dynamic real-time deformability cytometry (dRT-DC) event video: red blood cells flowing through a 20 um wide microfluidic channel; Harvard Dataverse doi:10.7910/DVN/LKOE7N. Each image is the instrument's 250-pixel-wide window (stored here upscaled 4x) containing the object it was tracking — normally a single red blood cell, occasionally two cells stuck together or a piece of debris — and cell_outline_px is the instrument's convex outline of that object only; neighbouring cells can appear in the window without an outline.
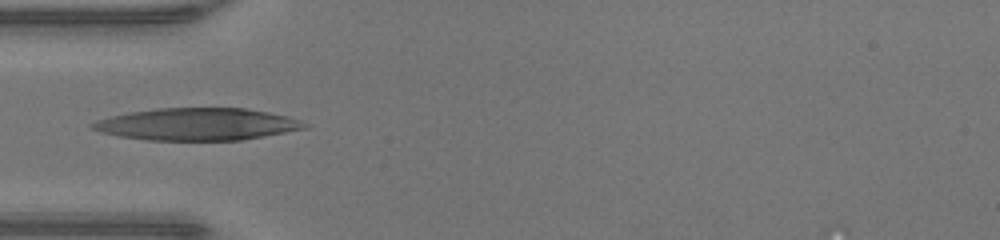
{"species": "human", "species_latin": "Homo sapiens", "temperature_condition": "warm", "stored_images_in_passage": 33, "camera_frame_rate_fps": 3000, "um_per_image_px": 0.085, "donor": {"sex": "male"}, "frame": {"image": 1, "passage_image": 1, "time_ms": 0.0, "image_size_px": [1000, 240], "cell_outline_px": [[308, 128], [264, 136], [240, 140], [148, 140], [120, 136], [100, 132], [92, 128], [88, 124], [96, 120], [128, 112], [156, 108], [248, 108], [288, 116], [300, 120], [308, 124]], "centroid_in_image_um": [16.77, 10.55], "position_along_channel_um": 68.2, "area_um2": 39.82}}
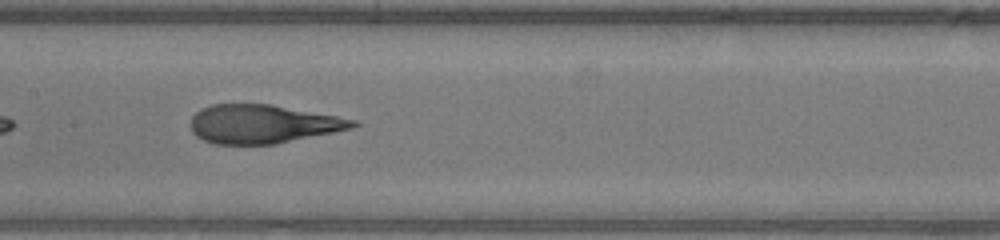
{"frame": {"image": 2, "passage_image": 9, "time_ms": 2.667, "image_size_px": [1000, 240], "cell_outline_px": [[360, 124], [352, 128], [276, 144], [216, 144], [204, 140], [196, 136], [192, 132], [192, 116], [200, 108], [212, 104], [272, 104], [336, 116], [356, 120]], "centroid_in_image_um": [22.32, 10.53], "position_along_channel_um": 185.1, "area_um2": 36.36}}
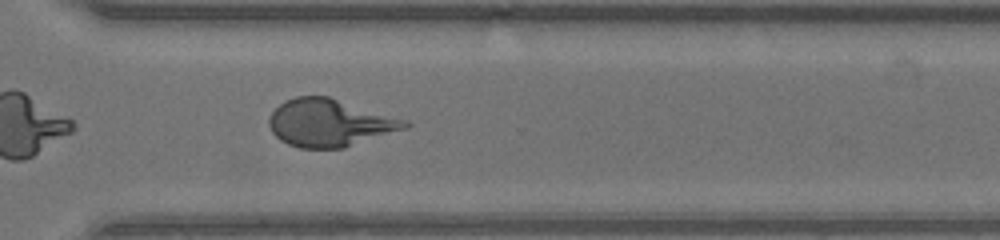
{"frame": {"image": 3, "passage_image": 20, "time_ms": 6.333, "image_size_px": [1000, 240], "cell_outline_px": [[412, 124], [408, 128], [344, 148], [300, 148], [288, 144], [280, 140], [272, 132], [268, 124], [268, 116], [284, 100], [296, 96], [328, 96], [408, 120]], "centroid_in_image_um": [28.03, 10.44], "position_along_channel_um": 342.6, "area_um2": 37.8}}